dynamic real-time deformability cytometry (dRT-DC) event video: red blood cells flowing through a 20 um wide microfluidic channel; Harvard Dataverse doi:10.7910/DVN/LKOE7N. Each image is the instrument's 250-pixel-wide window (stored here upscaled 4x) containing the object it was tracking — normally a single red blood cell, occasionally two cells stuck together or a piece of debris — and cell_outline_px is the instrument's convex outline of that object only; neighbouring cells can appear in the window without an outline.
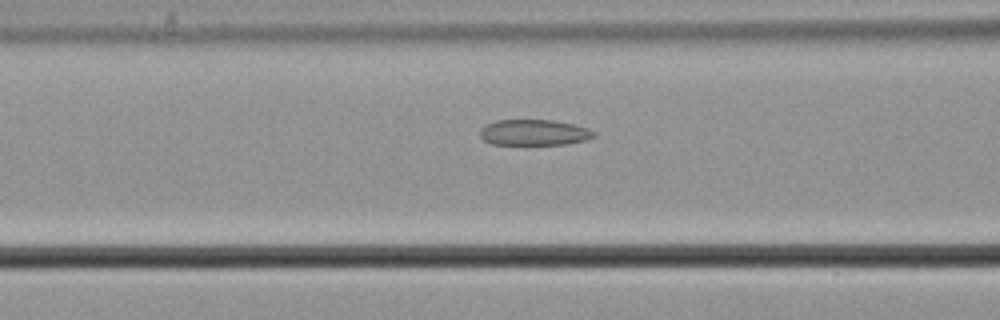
{"species": "common noctule bat (a hibernating species)", "species_latin": "Nyctalus noctula", "temperature_condition": "cold", "stored_images_in_passage": 40, "camera_frame_rate_fps": 3000, "um_per_image_px": 0.085, "animal": {"sex": "male", "body_mass_g": 21.5, "forearm_length_mm": 52.0}, "frame": {"image": 1, "passage_image": 17, "time_ms": 5.333, "image_size_px": [1000, 320], "cell_outline_px": [[596, 136], [584, 140], [564, 144], [492, 144], [484, 140], [480, 136], [480, 128], [496, 120], [552, 120], [572, 124], [588, 128], [596, 132]], "centroid_in_image_um": [45.39, 11.26], "position_along_channel_um": 121.2, "area_um2": 16.99}}
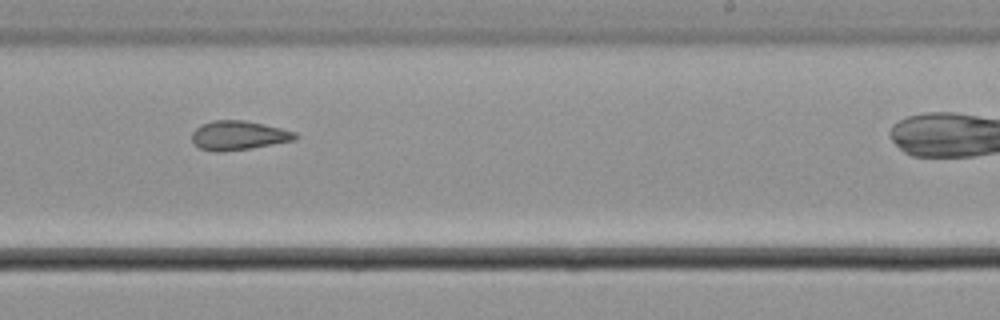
{"frame": {"image": 2, "passage_image": 29, "time_ms": 9.333, "image_size_px": [1000, 320], "cell_outline_px": [[300, 136], [296, 140], [252, 148], [220, 152], [216, 152], [200, 148], [192, 144], [192, 132], [200, 124], [212, 120], [244, 120], [264, 124], [296, 132]], "centroid_in_image_um": [20.27, 11.51], "position_along_channel_um": 268.7, "area_um2": 17.8}}
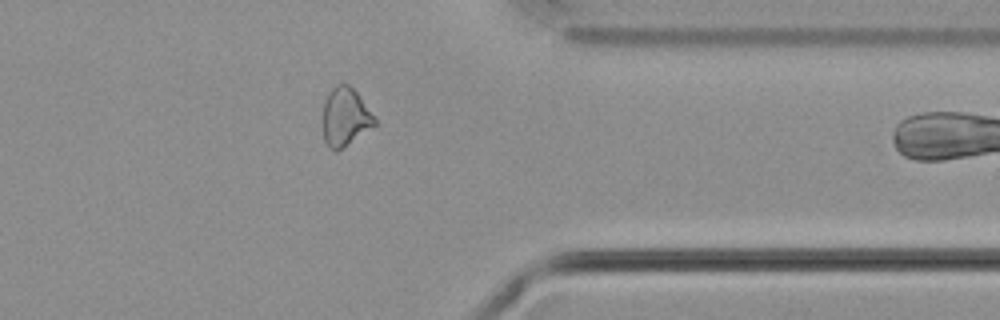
{"frame": {"image": 3, "passage_image": 39, "time_ms": 12.667, "image_size_px": [1000, 320], "cell_outline_px": [[376, 124], [336, 152], [328, 148], [324, 140], [324, 100], [328, 92], [336, 84], [348, 84], [356, 92], [376, 120]], "centroid_in_image_um": [29.31, 9.94], "position_along_channel_um": 382.1, "area_um2": 17.17}}